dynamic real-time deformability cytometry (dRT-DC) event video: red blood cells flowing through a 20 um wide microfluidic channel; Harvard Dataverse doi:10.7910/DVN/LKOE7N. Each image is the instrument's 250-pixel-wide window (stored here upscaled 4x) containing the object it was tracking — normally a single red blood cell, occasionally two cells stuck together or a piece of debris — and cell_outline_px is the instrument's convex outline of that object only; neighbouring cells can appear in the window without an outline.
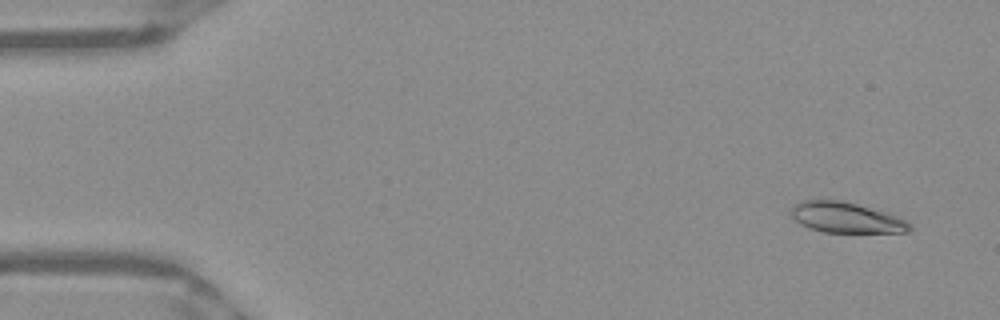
{"species": "Egyptian fruit bat (a non-hibernating species)", "species_latin": "Rousettus aegyptiacus", "temperature_condition": "warm", "stored_images_in_passage": 49, "camera_frame_rate_fps": 3000, "um_per_image_px": 0.085, "frame": {"image": 1, "passage_image": 1, "time_ms": 0.0, "image_size_px": [1000, 320], "cell_outline_px": [[912, 228], [908, 232], [824, 232], [800, 224], [788, 212], [788, 208], [804, 200], [840, 200], [856, 204], [896, 216], [904, 220]], "centroid_in_image_um": [71.84, 18.49], "position_along_channel_um": 13.2, "area_um2": 20.69}}
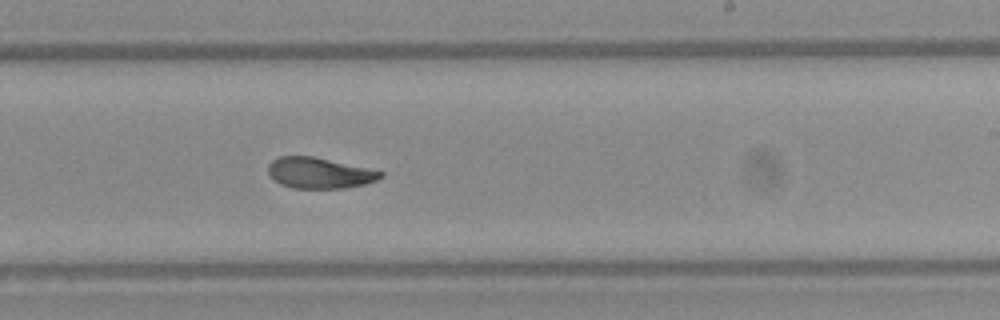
{"frame": {"image": 2, "passage_image": 29, "time_ms": 9.333, "image_size_px": [1000, 320], "cell_outline_px": [[384, 176], [376, 180], [364, 184], [344, 188], [292, 188], [280, 184], [272, 180], [268, 172], [268, 164], [272, 160], [280, 156], [312, 156], [384, 172]], "centroid_in_image_um": [27.1, 14.71], "position_along_channel_um": 261.9, "area_um2": 20.11}}
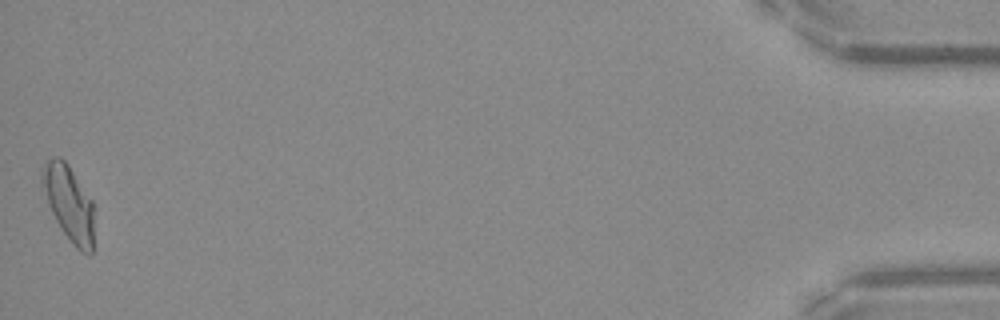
{"frame": {"image": 3, "passage_image": 49, "time_ms": 16.0, "image_size_px": [1000, 320], "cell_outline_px": [[92, 252], [80, 252], [72, 244], [60, 228], [52, 212], [40, 180], [40, 172], [44, 164], [52, 156], [60, 156], [68, 164], [92, 200]], "centroid_in_image_um": [5.82, 17.21], "position_along_channel_um": 429.4, "area_um2": 22.43}, "authors_computed_cell_mechanics": {"area_um2": 21.386, "velocity_mm_per_s": 3.9421, "shape_relaxation_time_tau1_ms": 7.0415, "shape_relaxation_time_tau2_ms": 1.9362, "deformation_change_tau1": 0.2103, "deformation_change_tau2": 0.0728}}